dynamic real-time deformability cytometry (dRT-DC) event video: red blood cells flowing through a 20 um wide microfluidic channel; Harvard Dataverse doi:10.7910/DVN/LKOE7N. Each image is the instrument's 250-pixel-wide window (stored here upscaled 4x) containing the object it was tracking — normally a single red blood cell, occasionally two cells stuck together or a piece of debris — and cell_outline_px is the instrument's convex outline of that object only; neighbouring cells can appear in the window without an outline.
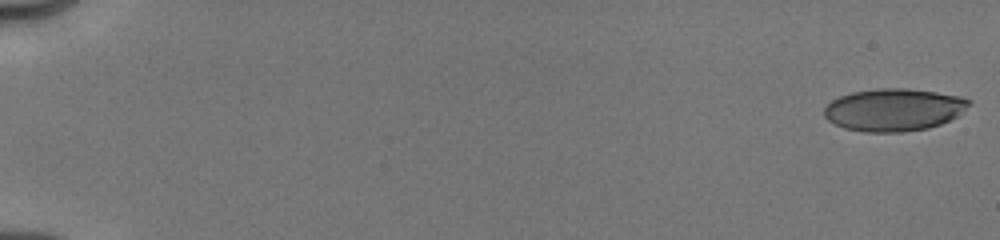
{"species": "human", "species_latin": "Homo sapiens", "temperature_condition": "cold", "stored_images_in_passage": 23, "camera_frame_rate_fps": 3000, "um_per_image_px": 0.085, "donor": {"sex": "male"}, "frame": {"image": 1, "passage_image": 1, "time_ms": 0.0, "image_size_px": [1000, 240], "cell_outline_px": [[972, 100], [956, 116], [940, 124], [928, 128], [900, 132], [864, 132], [844, 128], [828, 120], [824, 116], [824, 108], [832, 100], [840, 96], [852, 92], [876, 88], [908, 88], [936, 92], [956, 96]], "centroid_in_image_um": [75.92, 9.32], "position_along_channel_um": 9.1, "area_um2": 35.55}}
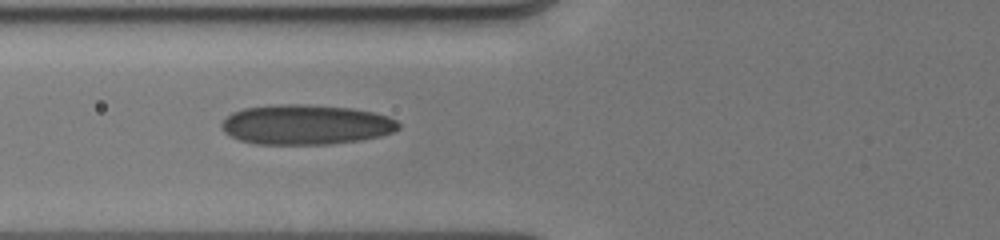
{"frame": {"image": 2, "passage_image": 14, "time_ms": 7.0, "image_size_px": [1000, 240], "cell_outline_px": [[400, 128], [392, 132], [380, 136], [360, 140], [332, 144], [256, 144], [240, 140], [224, 132], [220, 128], [220, 124], [232, 112], [244, 108], [276, 104], [304, 104], [352, 108], [372, 112], [388, 116], [396, 120], [400, 124]], "centroid_in_image_um": [25.99, 10.59], "position_along_channel_um": 99.8, "area_um2": 41.27}}
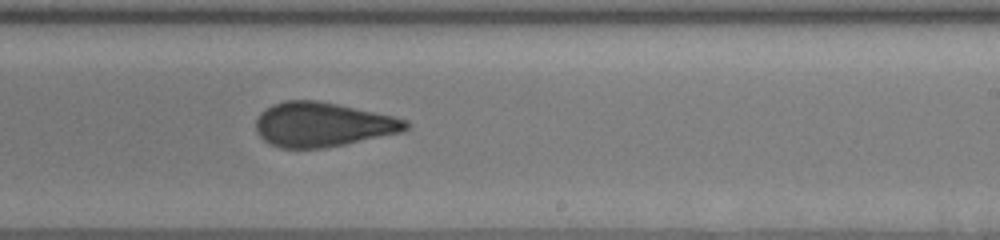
{"frame": {"image": 3, "passage_image": 23, "time_ms": 11.0, "image_size_px": [1000, 240], "cell_outline_px": [[408, 128], [400, 132], [344, 144], [324, 148], [280, 148], [268, 144], [256, 132], [256, 120], [260, 112], [264, 108], [272, 104], [284, 100], [316, 100], [336, 104], [392, 116], [408, 120]], "centroid_in_image_um": [27.35, 10.58], "position_along_channel_um": 261.7, "area_um2": 38.61}}